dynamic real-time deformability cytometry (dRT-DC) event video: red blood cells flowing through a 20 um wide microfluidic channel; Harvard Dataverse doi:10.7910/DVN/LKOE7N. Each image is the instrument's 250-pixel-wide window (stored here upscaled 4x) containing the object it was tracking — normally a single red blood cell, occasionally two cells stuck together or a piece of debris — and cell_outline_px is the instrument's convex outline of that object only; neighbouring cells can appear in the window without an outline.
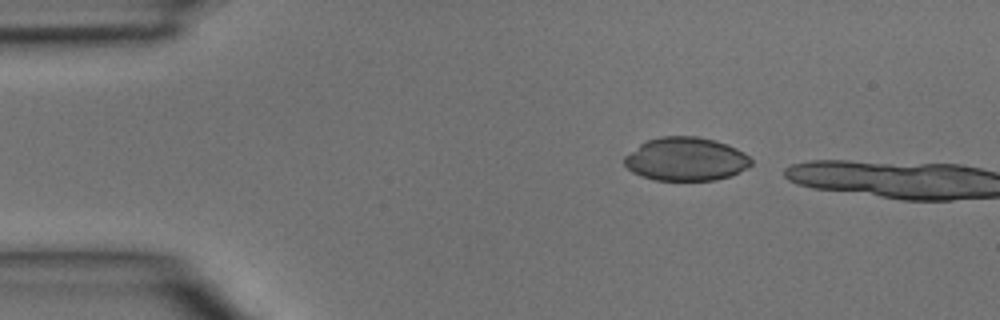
{"species": "common noctule bat (a hibernating species)", "species_latin": "Nyctalus noctula", "temperature_condition": "room temperature", "stored_images_in_passage": 2, "camera_frame_rate_fps": 3000, "um_per_image_px": 0.085, "animal": {"sex": "male", "body_mass_g": 15.6}, "frame": {"image": 1, "passage_image": 1, "time_ms": 0.0, "image_size_px": [1000, 320], "cell_outline_px": [[752, 164], [748, 168], [732, 176], [716, 180], [656, 180], [632, 172], [624, 164], [624, 156], [640, 144], [648, 140], [660, 136], [696, 136], [716, 140], [728, 144], [744, 152], [752, 160]], "centroid_in_image_um": [58.33, 13.52], "position_along_channel_um": 26.7, "area_um2": 32.25}}